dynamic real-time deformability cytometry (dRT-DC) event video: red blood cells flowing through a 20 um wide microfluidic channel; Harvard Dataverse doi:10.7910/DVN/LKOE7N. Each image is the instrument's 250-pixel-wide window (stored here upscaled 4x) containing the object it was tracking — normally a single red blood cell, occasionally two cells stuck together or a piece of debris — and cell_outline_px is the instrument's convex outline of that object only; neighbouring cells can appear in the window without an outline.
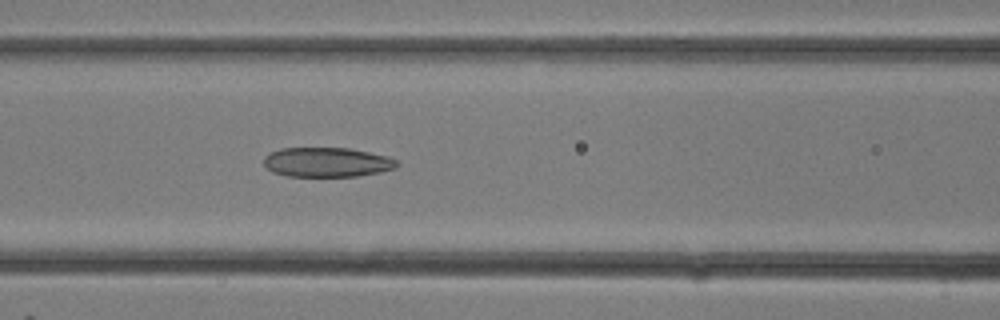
{"species": "common noctule bat (a hibernating species)", "species_latin": "Nyctalus noctula", "temperature_condition": "room temperature", "stored_images_in_passage": 11, "camera_frame_rate_fps": 3000, "um_per_image_px": 0.085, "animal": {"sex": "female"}, "frame": {"image": 1, "passage_image": 11, "time_ms": 3.333, "image_size_px": [1000, 320], "cell_outline_px": [[400, 164], [396, 168], [380, 172], [356, 176], [288, 176], [272, 172], [264, 164], [264, 156], [280, 148], [348, 148], [388, 156], [396, 160]], "centroid_in_image_um": [27.8, 13.79], "position_along_channel_um": 138.8, "area_um2": 22.89}}